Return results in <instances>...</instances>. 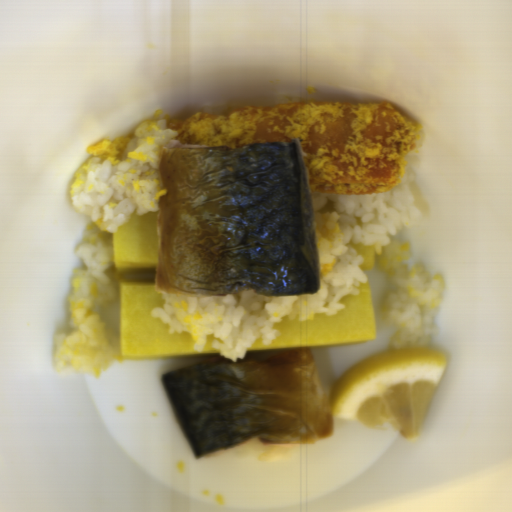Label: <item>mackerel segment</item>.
Returning <instances> with one entry per match:
<instances>
[{"label":"mackerel segment","instance_id":"1","mask_svg":"<svg viewBox=\"0 0 512 512\" xmlns=\"http://www.w3.org/2000/svg\"><path fill=\"white\" fill-rule=\"evenodd\" d=\"M319 286L299 139L159 147L156 289L292 297L316 295Z\"/></svg>","mask_w":512,"mask_h":512},{"label":"mackerel segment","instance_id":"2","mask_svg":"<svg viewBox=\"0 0 512 512\" xmlns=\"http://www.w3.org/2000/svg\"><path fill=\"white\" fill-rule=\"evenodd\" d=\"M160 379L197 460L333 435L332 406L311 348L238 361L217 354Z\"/></svg>","mask_w":512,"mask_h":512}]
</instances>
